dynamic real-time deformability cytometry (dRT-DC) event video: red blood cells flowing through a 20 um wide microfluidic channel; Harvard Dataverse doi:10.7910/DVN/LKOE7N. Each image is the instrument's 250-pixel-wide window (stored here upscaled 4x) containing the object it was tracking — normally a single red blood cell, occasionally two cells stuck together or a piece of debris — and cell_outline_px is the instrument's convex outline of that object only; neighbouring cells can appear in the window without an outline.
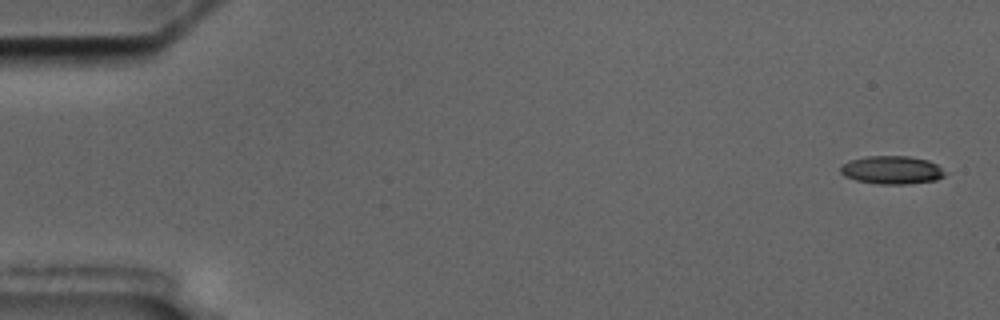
{"species": "common noctule bat (a hibernating species)", "species_latin": "Nyctalus noctula", "temperature_condition": "cold", "stored_images_in_passage": 6, "camera_frame_rate_fps": 3000, "um_per_image_px": 0.085, "animal": {"sex": "male", "body_mass_g": 17.5, "forearm_length_mm": 52.3}, "frame": {"image": 1, "passage_image": 1, "time_ms": 0.0, "image_size_px": [1000, 320], "cell_outline_px": [[944, 176], [936, 180], [908, 184], [876, 184], [856, 180], [844, 176], [840, 172], [840, 168], [844, 164], [852, 160], [868, 156], [908, 156], [928, 160], [936, 164], [944, 172]], "centroid_in_image_um": [75.8, 14.46], "position_along_channel_um": 9.2, "area_um2": 16.99}}
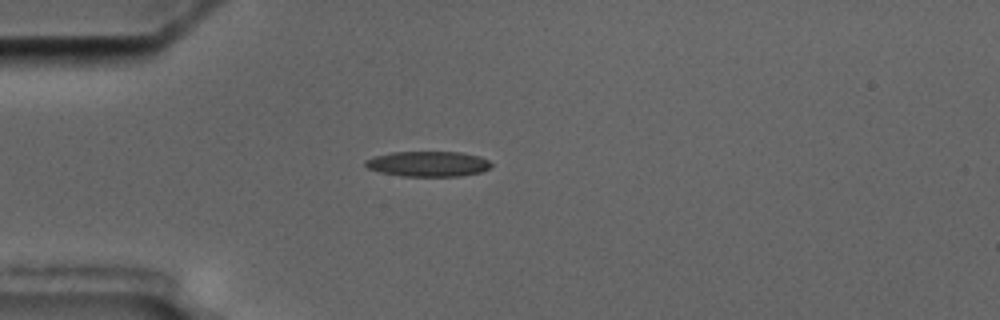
{"frame": {"image": 2, "passage_image": 5, "time_ms": 4.667, "image_size_px": [1000, 320], "cell_outline_px": [[492, 164], [488, 168], [480, 172], [460, 176], [400, 176], [380, 172], [368, 168], [364, 164], [364, 160], [372, 156], [392, 152], [460, 152], [480, 156], [488, 160]], "centroid_in_image_um": [36.34, 13.92], "position_along_channel_um": 48.7, "area_um2": 18.61}}